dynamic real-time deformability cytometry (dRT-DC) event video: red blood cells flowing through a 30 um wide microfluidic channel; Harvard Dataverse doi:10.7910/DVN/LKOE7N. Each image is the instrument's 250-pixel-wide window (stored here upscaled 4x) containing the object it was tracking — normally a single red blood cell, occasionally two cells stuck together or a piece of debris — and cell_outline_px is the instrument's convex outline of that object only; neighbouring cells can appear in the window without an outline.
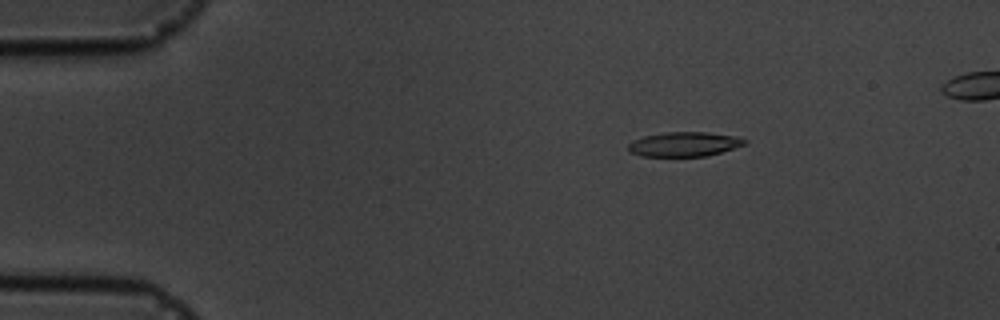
{"species": "common noctule bat (a hibernating species)", "species_latin": "Nyctalus noctula", "temperature_condition": "cold", "stored_images_in_passage": 4, "camera_frame_rate_fps": 3000, "um_per_image_px": 0.085, "animal": {"sex": "male", "body_mass_g": 19.5, "forearm_length_mm": 54.6}, "frame": {"image": 1, "passage_image": 1, "time_ms": 0.0, "image_size_px": [1000, 320], "cell_outline_px": [[748, 140], [744, 144], [720, 152], [704, 156], [640, 156], [628, 152], [628, 144], [632, 140], [644, 136], [668, 132], [708, 132], [736, 136]], "centroid_in_image_um": [58.11, 12.25], "position_along_channel_um": 26.9, "area_um2": 16.53}}